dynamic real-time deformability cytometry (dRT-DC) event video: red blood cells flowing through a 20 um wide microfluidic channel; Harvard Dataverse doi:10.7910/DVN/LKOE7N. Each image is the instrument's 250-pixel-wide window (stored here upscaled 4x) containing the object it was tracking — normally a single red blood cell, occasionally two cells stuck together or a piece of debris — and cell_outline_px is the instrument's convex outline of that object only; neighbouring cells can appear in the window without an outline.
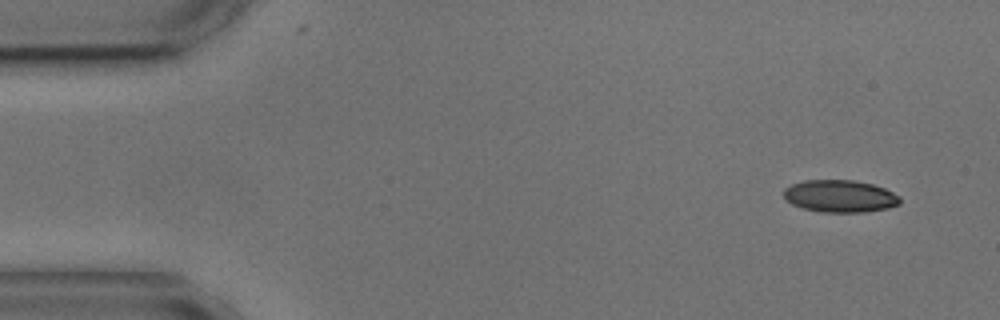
{"species": "common noctule bat (a hibernating species)", "species_latin": "Nyctalus noctula", "temperature_condition": "cold", "stored_images_in_passage": 3, "camera_frame_rate_fps": 3000, "um_per_image_px": 0.085, "animal": {"sex": "male", "body_mass_g": 17.9, "forearm_length_mm": 54.2}, "frame": {"image": 1, "passage_image": 1, "time_ms": 0.0, "image_size_px": [1000, 320], "cell_outline_px": [[900, 204], [888, 208], [864, 212], [824, 212], [804, 208], [792, 204], [784, 196], [784, 188], [792, 184], [804, 180], [856, 180], [872, 184], [884, 188], [900, 196]], "centroid_in_image_um": [71.42, 16.66], "position_along_channel_um": 13.6, "area_um2": 21.79}}